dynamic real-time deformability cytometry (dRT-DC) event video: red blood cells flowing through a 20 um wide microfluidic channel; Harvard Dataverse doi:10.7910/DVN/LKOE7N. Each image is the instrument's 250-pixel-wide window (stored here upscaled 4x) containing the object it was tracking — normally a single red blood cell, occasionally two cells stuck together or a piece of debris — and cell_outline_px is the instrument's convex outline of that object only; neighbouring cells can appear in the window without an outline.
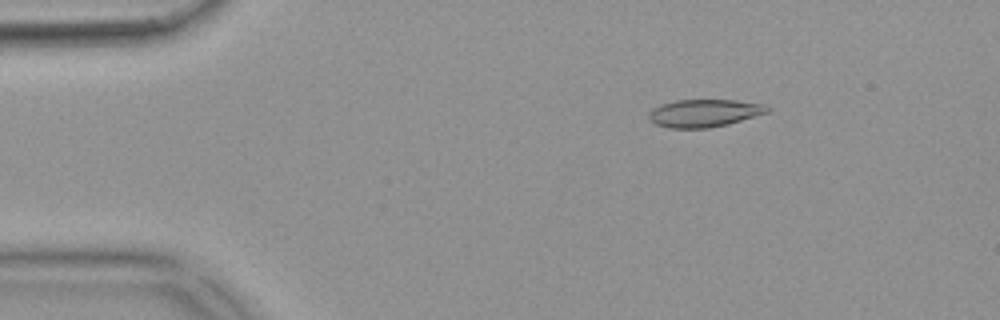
{"species": "common noctule bat (a hibernating species)", "species_latin": "Nyctalus noctula", "temperature_condition": "warm", "stored_images_in_passage": 52, "camera_frame_rate_fps": 3000, "um_per_image_px": 0.085, "animal": {"sex": "female", "body_mass_g": 18.4}, "frame": {"image": 1, "passage_image": 8, "time_ms": 2.333, "image_size_px": [1000, 320], "cell_outline_px": [[772, 108], [768, 112], [728, 124], [708, 128], [668, 128], [656, 124], [648, 116], [652, 108], [676, 100], [736, 100], [764, 104]], "centroid_in_image_um": [59.89, 9.61], "position_along_channel_um": 25.1, "area_um2": 18.96}}
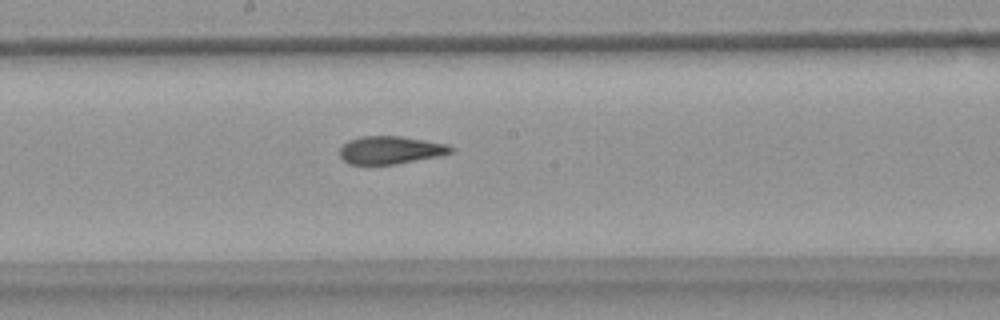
{"frame": {"image": 2, "passage_image": 28, "time_ms": 9.0, "image_size_px": [1000, 320], "cell_outline_px": [[456, 152], [440, 156], [396, 164], [348, 164], [340, 156], [340, 148], [348, 140], [360, 136], [400, 136], [448, 144], [456, 148]], "centroid_in_image_um": [33.24, 12.75], "position_along_channel_um": 215.0, "area_um2": 18.21}}
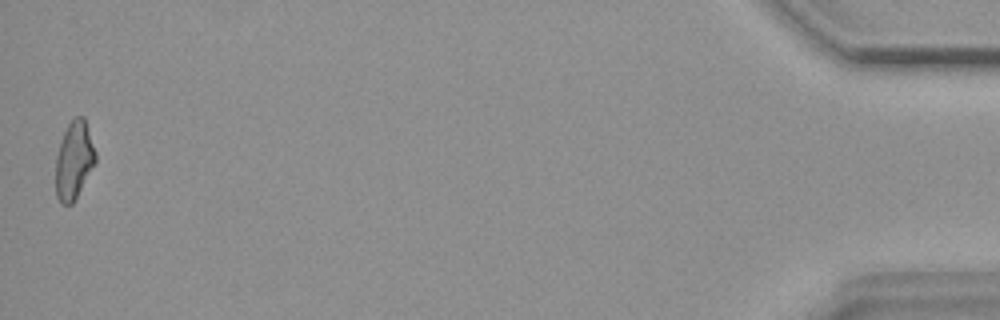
{"frame": {"image": 3, "passage_image": 52, "time_ms": 17.0, "image_size_px": [1000, 320], "cell_outline_px": [[96, 160], [72, 204], [60, 204], [56, 196], [56, 156], [64, 132], [68, 124], [76, 116], [84, 116], [96, 152]], "centroid_in_image_um": [6.28, 13.61], "position_along_channel_um": 428.9, "area_um2": 17.74}, "authors_computed_cell_mechanics": {"area_um2": 18.6983, "velocity_mm_per_s": 3.859, "shape_relaxation_time_tau1_ms": null, "shape_relaxation_time_tau2_ms": 2.0802, "deformation_change_tau1": null, "deformation_change_tau2": 0.099}}